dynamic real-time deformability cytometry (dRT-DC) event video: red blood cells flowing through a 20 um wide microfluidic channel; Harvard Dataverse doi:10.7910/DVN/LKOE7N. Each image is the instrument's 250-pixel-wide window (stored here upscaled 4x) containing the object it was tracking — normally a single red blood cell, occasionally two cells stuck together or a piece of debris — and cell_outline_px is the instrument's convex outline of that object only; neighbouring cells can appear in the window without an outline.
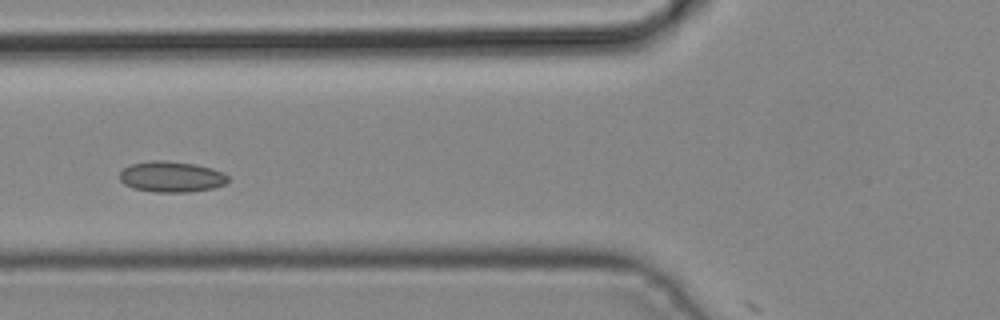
{"species": "common noctule bat (a hibernating species)", "species_latin": "Nyctalus noctula", "temperature_condition": "cold", "stored_images_in_passage": 4, "camera_frame_rate_fps": 3000, "um_per_image_px": 0.085, "animal": {"sex": "male", "body_mass_g": 19.2, "forearm_length_mm": 51.8}, "frame": {"image": 1, "passage_image": 4, "time_ms": 1.0, "image_size_px": [1000, 320], "cell_outline_px": [[228, 180], [224, 184], [212, 188], [188, 192], [156, 192], [132, 188], [124, 184], [120, 180], [120, 172], [124, 168], [132, 164], [152, 160], [164, 160], [196, 164], [212, 168], [224, 172], [228, 176]], "centroid_in_image_um": [14.57, 15.02], "position_along_channel_um": 111.2, "area_um2": 19.48}}